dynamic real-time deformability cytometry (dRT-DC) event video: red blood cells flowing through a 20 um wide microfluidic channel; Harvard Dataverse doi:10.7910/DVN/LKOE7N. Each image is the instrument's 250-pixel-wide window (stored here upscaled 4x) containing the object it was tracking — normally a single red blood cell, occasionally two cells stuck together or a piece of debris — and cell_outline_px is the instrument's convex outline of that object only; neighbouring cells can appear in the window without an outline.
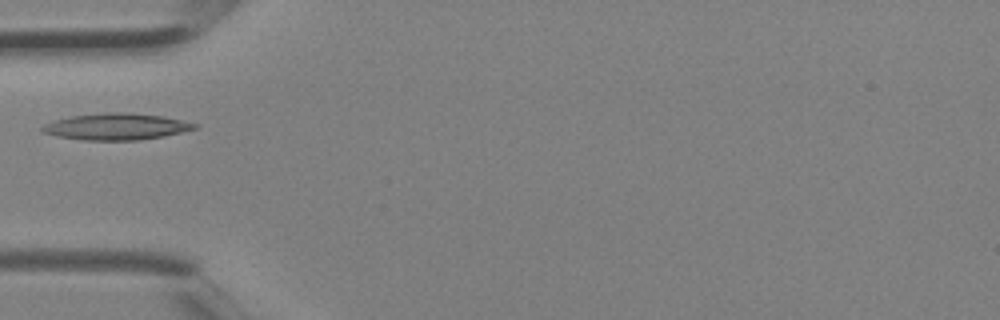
{"species": "Egyptian fruit bat (a non-hibernating species)", "species_latin": "Rousettus aegyptiacus", "temperature_condition": "room temperature", "stored_images_in_passage": 3, "camera_frame_rate_fps": 3000, "um_per_image_px": 0.085, "animal": {"sex": "female"}, "frame": {"image": 1, "passage_image": 3, "time_ms": 0.667, "image_size_px": [1000, 320], "cell_outline_px": [[200, 124], [196, 128], [164, 136], [140, 140], [84, 140], [60, 136], [44, 132], [40, 128], [44, 124], [56, 120], [72, 116], [108, 112], [124, 112], [160, 116]], "centroid_in_image_um": [9.9, 10.76], "position_along_channel_um": 75.1, "area_um2": 23.12}}